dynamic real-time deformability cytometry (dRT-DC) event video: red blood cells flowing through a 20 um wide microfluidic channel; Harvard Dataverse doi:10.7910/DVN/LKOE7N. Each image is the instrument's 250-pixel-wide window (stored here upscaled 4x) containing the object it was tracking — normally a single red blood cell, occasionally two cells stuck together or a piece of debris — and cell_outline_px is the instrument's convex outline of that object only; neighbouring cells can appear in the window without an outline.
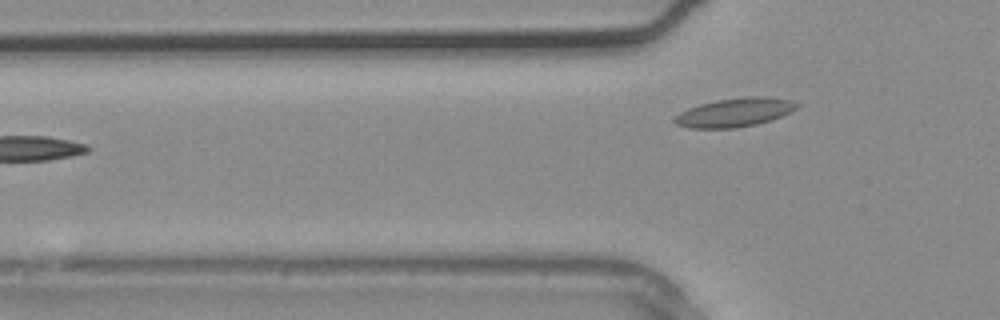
{"species": "common noctule bat (a hibernating species)", "species_latin": "Nyctalus noctula", "temperature_condition": "warm", "stored_images_in_passage": 5, "camera_frame_rate_fps": 3000, "um_per_image_px": 0.085, "animal": {"sex": "male", "body_mass_g": 20.4}, "frame": {"image": 1, "passage_image": 4, "time_ms": 1.0, "image_size_px": [1000, 320], "cell_outline_px": [[800, 108], [772, 120], [756, 124], [736, 128], [688, 128], [676, 124], [672, 120], [672, 116], [688, 108], [700, 104], [716, 100], [748, 96], [764, 96], [792, 100], [800, 104]], "centroid_in_image_um": [62.46, 9.55], "position_along_channel_um": 63.3, "area_um2": 20.81}}